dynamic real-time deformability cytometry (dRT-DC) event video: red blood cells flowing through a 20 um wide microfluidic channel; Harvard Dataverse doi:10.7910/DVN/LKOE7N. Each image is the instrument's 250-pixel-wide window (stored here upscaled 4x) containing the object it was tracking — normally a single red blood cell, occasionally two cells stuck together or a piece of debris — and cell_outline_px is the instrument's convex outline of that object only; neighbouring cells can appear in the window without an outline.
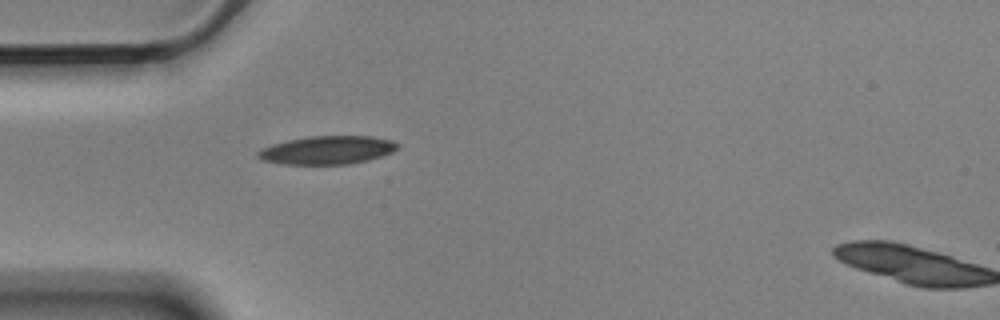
{"species": "Egyptian fruit bat (a non-hibernating species)", "species_latin": "Rousettus aegyptiacus", "temperature_condition": "cold", "stored_images_in_passage": 2, "camera_frame_rate_fps": 3000, "um_per_image_px": 0.085, "animal": {"sex": "male"}, "frame": {"image": 1, "passage_image": 1, "time_ms": 0.0, "image_size_px": [1000, 320], "cell_outline_px": [[400, 148], [392, 152], [368, 160], [348, 164], [280, 164], [260, 160], [256, 156], [256, 152], [260, 148], [272, 144], [288, 140], [312, 136], [372, 136], [392, 140], [400, 144]], "centroid_in_image_um": [27.8, 12.76], "position_along_channel_um": 57.2, "area_um2": 23.24}}